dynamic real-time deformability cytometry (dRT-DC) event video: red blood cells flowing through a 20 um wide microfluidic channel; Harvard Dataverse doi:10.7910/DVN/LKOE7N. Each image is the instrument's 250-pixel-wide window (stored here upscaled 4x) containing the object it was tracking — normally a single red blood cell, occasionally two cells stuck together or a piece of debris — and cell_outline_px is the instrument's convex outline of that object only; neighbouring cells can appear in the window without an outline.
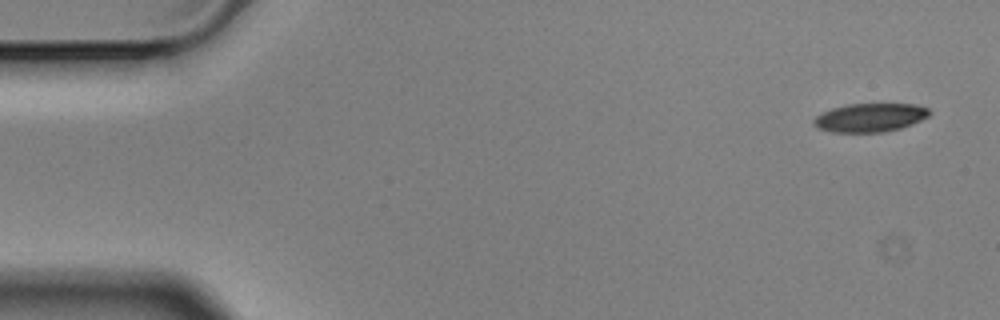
{"species": "Egyptian fruit bat (a non-hibernating species)", "species_latin": "Rousettus aegyptiacus", "temperature_condition": "cold", "stored_images_in_passage": 9, "camera_frame_rate_fps": 3000, "um_per_image_px": 0.085, "animal": {"sex": "male"}, "frame": {"image": 1, "passage_image": 1, "time_ms": 0.0, "image_size_px": [1000, 320], "cell_outline_px": [[932, 112], [928, 116], [912, 124], [900, 128], [884, 132], [832, 132], [820, 128], [812, 124], [812, 120], [816, 116], [832, 108], [848, 104], [916, 104], [928, 108]], "centroid_in_image_um": [73.96, 9.99], "position_along_channel_um": 11.0, "area_um2": 19.19}}
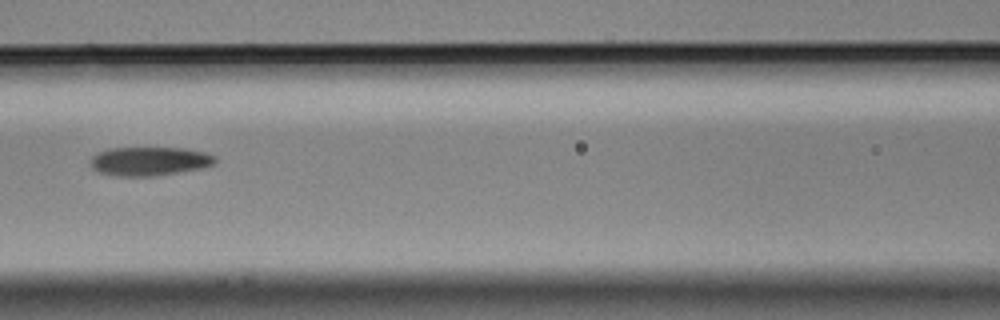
{"frame": {"image": 2, "passage_image": 6, "time_ms": 1.667, "image_size_px": [1000, 320], "cell_outline_px": [[216, 164], [204, 168], [152, 176], [116, 176], [100, 172], [92, 168], [88, 164], [88, 160], [96, 152], [108, 148], [184, 148], [204, 152], [216, 156]], "centroid_in_image_um": [12.68, 13.7], "position_along_channel_um": 153.9, "area_um2": 21.21}}
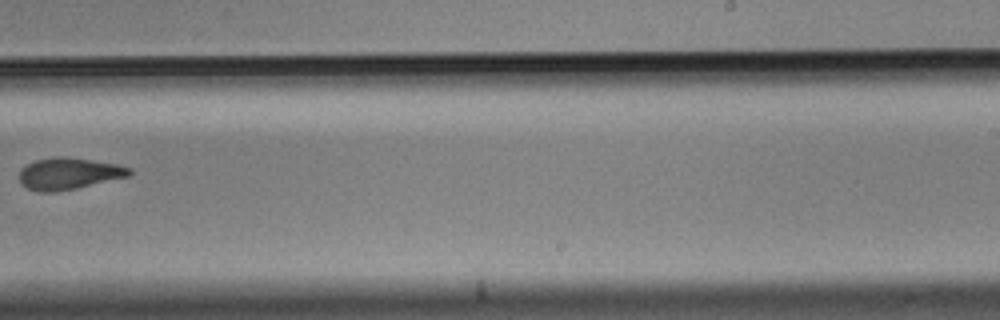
{"frame": {"image": 3, "passage_image": 9, "time_ms": 2.667, "image_size_px": [1000, 320], "cell_outline_px": [[132, 172], [128, 176], [76, 188], [56, 192], [36, 192], [20, 184], [20, 168], [36, 160], [60, 156], [116, 164], [132, 168]], "centroid_in_image_um": [5.81, 14.77], "position_along_channel_um": 283.2, "area_um2": 20.06}}